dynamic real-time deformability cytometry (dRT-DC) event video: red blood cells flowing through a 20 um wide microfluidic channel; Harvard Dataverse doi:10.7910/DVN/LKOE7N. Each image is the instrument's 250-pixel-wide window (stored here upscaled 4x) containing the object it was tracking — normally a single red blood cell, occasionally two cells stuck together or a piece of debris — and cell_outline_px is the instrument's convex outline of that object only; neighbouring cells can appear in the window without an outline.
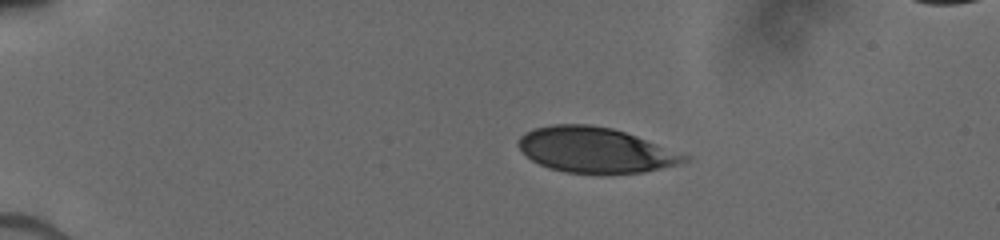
{"species": "human", "species_latin": "Homo sapiens", "temperature_condition": "cold", "stored_images_in_passage": 45, "camera_frame_rate_fps": 3000, "um_per_image_px": 0.085, "donor": {"sex": "male"}, "frame": {"image": 1, "passage_image": 1, "time_ms": 0.0, "image_size_px": [1000, 240], "cell_outline_px": [[692, 160], [644, 172], [604, 176], [596, 176], [564, 172], [548, 168], [532, 160], [516, 144], [520, 136], [524, 132], [536, 128], [552, 124], [592, 124], [612, 128], [636, 136], [692, 156]], "centroid_in_image_um": [50.62, 12.79], "position_along_channel_um": 34.4, "area_um2": 44.68}}
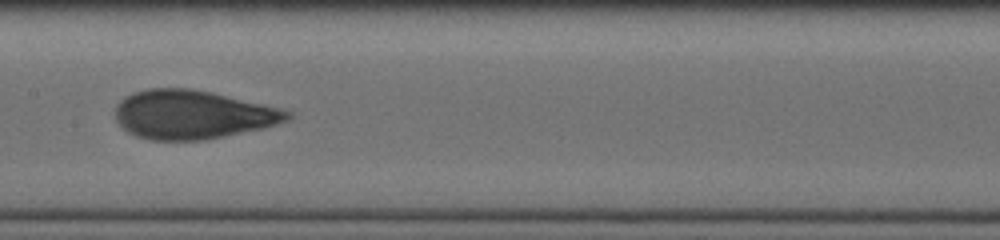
{"frame": {"image": 2, "passage_image": 26, "time_ms": 5.667, "image_size_px": [1000, 240], "cell_outline_px": [[292, 116], [288, 120], [276, 124], [260, 128], [208, 140], [148, 140], [136, 136], [128, 132], [116, 120], [116, 104], [124, 96], [132, 92], [148, 88], [192, 88], [212, 92], [280, 108], [292, 112]], "centroid_in_image_um": [16.33, 9.73], "position_along_channel_um": 191.1, "area_um2": 48.96}}
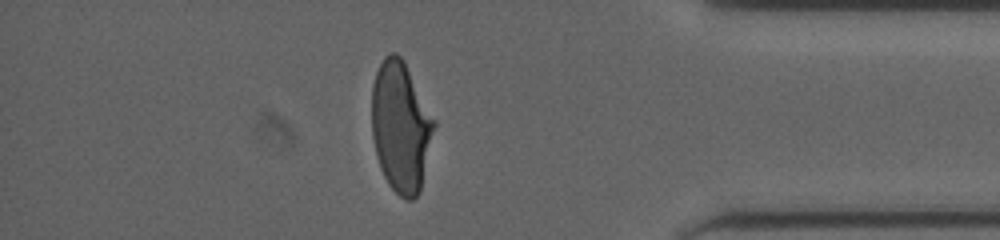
{"frame": {"image": 3, "passage_image": 40, "time_ms": 11.333, "image_size_px": [1000, 240], "cell_outline_px": [[436, 124], [420, 192], [412, 200], [408, 200], [400, 196], [388, 184], [380, 168], [372, 136], [372, 84], [376, 72], [384, 56], [392, 52], [396, 52], [404, 60], [436, 120]], "centroid_in_image_um": [34.08, 10.75], "position_along_channel_um": 401.1, "area_um2": 47.63}}